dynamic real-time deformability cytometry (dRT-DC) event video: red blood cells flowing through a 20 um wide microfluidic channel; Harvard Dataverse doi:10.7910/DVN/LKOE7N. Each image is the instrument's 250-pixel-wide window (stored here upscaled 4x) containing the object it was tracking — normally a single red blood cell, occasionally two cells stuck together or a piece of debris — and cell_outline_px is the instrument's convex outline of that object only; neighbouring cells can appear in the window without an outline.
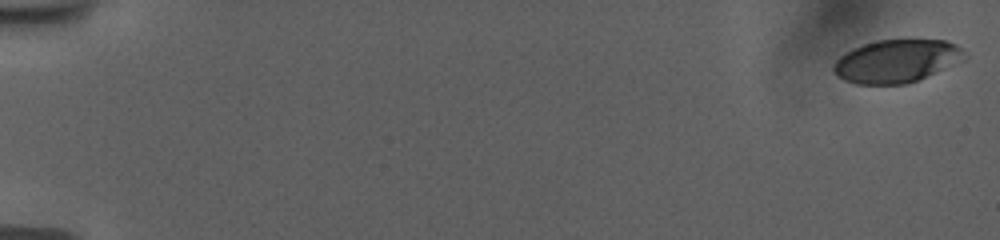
{"species": "human", "species_latin": "Homo sapiens", "temperature_condition": "room temperature", "stored_images_in_passage": 56, "camera_frame_rate_fps": 3000, "um_per_image_px": 0.085, "donor": {"sex": "female"}, "frame": {"image": 1, "passage_image": 1, "time_ms": 0.0, "image_size_px": [1000, 240], "cell_outline_px": [[968, 56], [964, 60], [916, 80], [904, 84], [856, 84], [844, 80], [832, 68], [836, 60], [840, 56], [852, 48], [876, 40], [944, 40], [956, 44]], "centroid_in_image_um": [76.21, 5.18], "position_along_channel_um": 8.8, "area_um2": 32.43}}
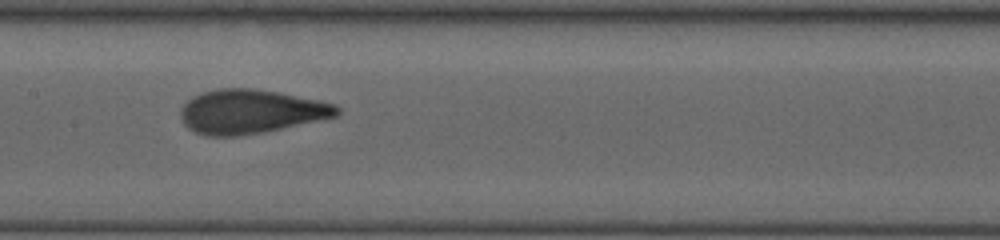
{"frame": {"image": 2, "passage_image": 30, "time_ms": 9.667, "image_size_px": [1000, 240], "cell_outline_px": [[340, 112], [336, 116], [264, 132], [236, 136], [204, 136], [188, 128], [184, 124], [180, 116], [180, 108], [192, 96], [204, 92], [220, 88], [252, 88], [276, 92], [336, 104], [340, 108]], "centroid_in_image_um": [21.26, 9.49], "position_along_channel_um": 186.1, "area_um2": 39.82}}
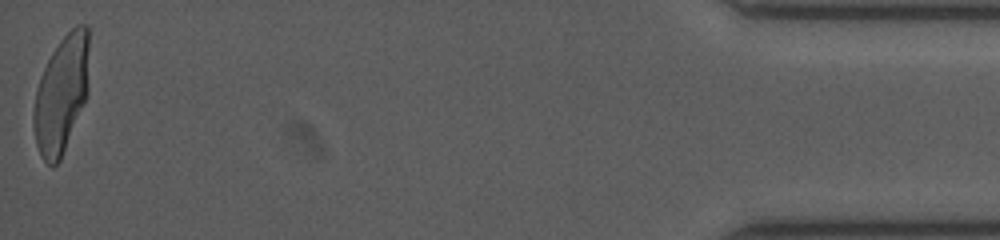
{"frame": {"image": 3, "passage_image": 56, "time_ms": 18.333, "image_size_px": [1000, 240], "cell_outline_px": [[88, 92], [60, 160], [52, 168], [40, 156], [36, 144], [32, 124], [32, 116], [36, 92], [40, 76], [52, 52], [60, 40], [76, 24], [88, 24]], "centroid_in_image_um": [5.2, 8.0], "position_along_channel_um": 430.0, "area_um2": 37.8}, "authors_computed_cell_mechanics": {"area_um2": 38.4081, "velocity_mm_per_s": 3.7731, "shape_relaxation_time_tau1_ms": 4.5348, "shape_relaxation_time_tau2_ms": 0.8294, "deformation_change_tau1": 0.2078, "deformation_change_tau2": 0.0803}}